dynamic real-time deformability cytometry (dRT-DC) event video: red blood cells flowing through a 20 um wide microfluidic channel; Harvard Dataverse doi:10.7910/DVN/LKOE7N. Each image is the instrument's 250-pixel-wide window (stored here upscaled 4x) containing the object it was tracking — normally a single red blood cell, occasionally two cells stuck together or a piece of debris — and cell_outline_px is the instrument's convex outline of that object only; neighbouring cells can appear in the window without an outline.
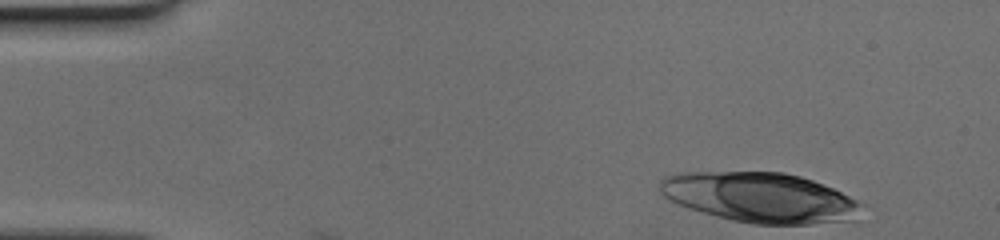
{"species": "human", "species_latin": "Homo sapiens", "temperature_condition": "cold", "stored_images_in_passage": 13, "camera_frame_rate_fps": 3000, "um_per_image_px": 0.085, "donor": {"sex": "female"}, "frame": {"image": 1, "passage_image": 1, "time_ms": 0.0, "image_size_px": [1000, 240], "cell_outline_px": [[864, 204], [860, 220], [812, 224], [752, 224], [732, 220], [688, 208], [668, 200], [656, 188], [660, 180], [664, 176], [680, 172], [784, 172], [800, 176], [812, 180], [832, 188]], "centroid_in_image_um": [64.62, 16.79], "position_along_channel_um": 20.4, "area_um2": 59.36}}
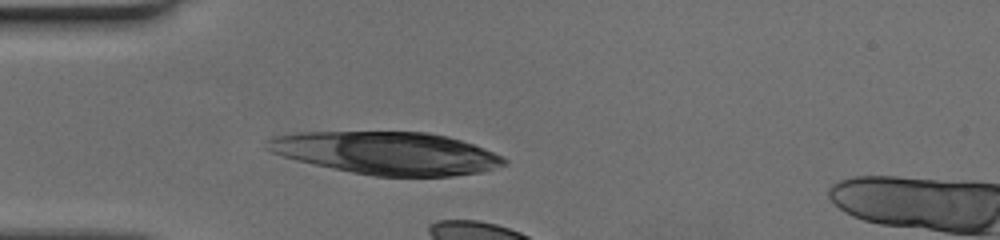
{"frame": {"image": 2, "passage_image": 10, "time_ms": 3.0, "image_size_px": [1000, 240], "cell_outline_px": [[508, 164], [480, 172], [452, 176], [376, 176], [352, 172], [332, 168], [296, 160], [272, 152], [264, 148], [264, 140], [272, 136], [296, 132], [428, 132], [448, 136], [484, 148], [508, 160]], "centroid_in_image_um": [32.84, 13.0], "position_along_channel_um": 52.2, "area_um2": 58.84}}